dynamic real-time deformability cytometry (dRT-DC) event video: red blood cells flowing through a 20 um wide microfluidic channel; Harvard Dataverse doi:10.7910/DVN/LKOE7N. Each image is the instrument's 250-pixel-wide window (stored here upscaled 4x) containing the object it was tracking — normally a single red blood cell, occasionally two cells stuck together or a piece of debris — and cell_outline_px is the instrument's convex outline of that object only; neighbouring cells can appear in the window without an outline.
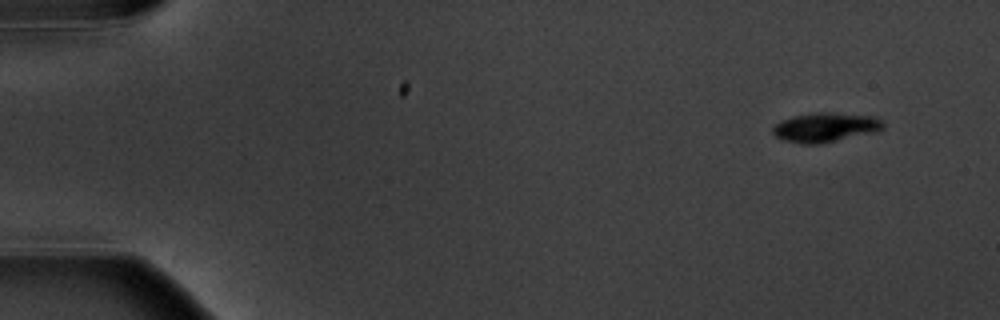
{"species": "common noctule bat (a hibernating species)", "species_latin": "Nyctalus noctula", "temperature_condition": "warm", "stored_images_in_passage": 5, "camera_frame_rate_fps": 3000, "um_per_image_px": 0.085, "animal": {"sex": "male", "body_mass_g": 20.1, "forearm_length_mm": 53.5}, "frame": {"image": 1, "passage_image": 1, "time_ms": 0.0, "image_size_px": [1000, 320], "cell_outline_px": [[884, 128], [880, 132], [824, 144], [804, 144], [784, 140], [776, 136], [772, 132], [772, 128], [780, 120], [796, 116], [820, 112], [828, 112], [872, 116], [880, 120], [884, 124]], "centroid_in_image_um": [70.21, 10.85], "position_along_channel_um": 14.8, "area_um2": 19.13}}
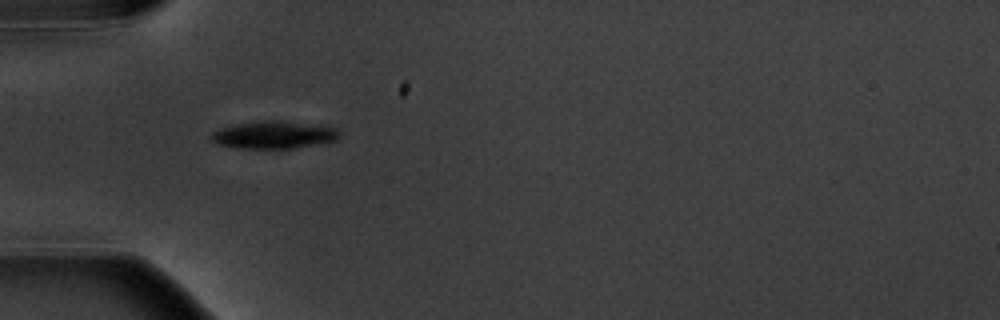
{"frame": {"image": 2, "passage_image": 4, "time_ms": 4.667, "image_size_px": [1000, 320], "cell_outline_px": [[340, 136], [336, 140], [292, 148], [236, 148], [216, 144], [208, 140], [208, 136], [212, 132], [220, 128], [236, 124], [264, 120], [276, 120], [336, 128], [340, 132]], "centroid_in_image_um": [23.17, 11.47], "position_along_channel_um": 61.8, "area_um2": 20.4}}